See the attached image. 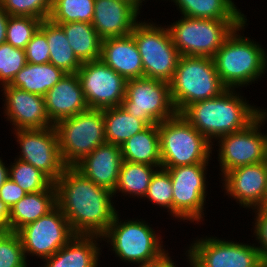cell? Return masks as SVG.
Returning <instances> with one entry per match:
<instances>
[{"label":"cell","instance_id":"bcb514c9","mask_svg":"<svg viewBox=\"0 0 267 267\" xmlns=\"http://www.w3.org/2000/svg\"><path fill=\"white\" fill-rule=\"evenodd\" d=\"M127 3H130L137 11L139 10V6H141V1L140 0H122Z\"/></svg>","mask_w":267,"mask_h":267},{"label":"cell","instance_id":"c3c4849f","mask_svg":"<svg viewBox=\"0 0 267 267\" xmlns=\"http://www.w3.org/2000/svg\"><path fill=\"white\" fill-rule=\"evenodd\" d=\"M6 232V230L0 226V238L3 236V234Z\"/></svg>","mask_w":267,"mask_h":267},{"label":"cell","instance_id":"f1b7e54d","mask_svg":"<svg viewBox=\"0 0 267 267\" xmlns=\"http://www.w3.org/2000/svg\"><path fill=\"white\" fill-rule=\"evenodd\" d=\"M183 16L214 20H247L232 0H173Z\"/></svg>","mask_w":267,"mask_h":267},{"label":"cell","instance_id":"8992f818","mask_svg":"<svg viewBox=\"0 0 267 267\" xmlns=\"http://www.w3.org/2000/svg\"><path fill=\"white\" fill-rule=\"evenodd\" d=\"M182 17L168 26L179 54L211 58L231 33L246 21Z\"/></svg>","mask_w":267,"mask_h":267},{"label":"cell","instance_id":"60d3db41","mask_svg":"<svg viewBox=\"0 0 267 267\" xmlns=\"http://www.w3.org/2000/svg\"><path fill=\"white\" fill-rule=\"evenodd\" d=\"M26 194L27 193L11 179L6 180L0 188V199L9 209Z\"/></svg>","mask_w":267,"mask_h":267},{"label":"cell","instance_id":"7a4b0ae2","mask_svg":"<svg viewBox=\"0 0 267 267\" xmlns=\"http://www.w3.org/2000/svg\"><path fill=\"white\" fill-rule=\"evenodd\" d=\"M234 89H227L218 97L190 104L181 115L210 142L212 138L246 128L259 114Z\"/></svg>","mask_w":267,"mask_h":267},{"label":"cell","instance_id":"8d00e7d4","mask_svg":"<svg viewBox=\"0 0 267 267\" xmlns=\"http://www.w3.org/2000/svg\"><path fill=\"white\" fill-rule=\"evenodd\" d=\"M3 8L10 16H29L48 19L52 0H0Z\"/></svg>","mask_w":267,"mask_h":267},{"label":"cell","instance_id":"5bb4252c","mask_svg":"<svg viewBox=\"0 0 267 267\" xmlns=\"http://www.w3.org/2000/svg\"><path fill=\"white\" fill-rule=\"evenodd\" d=\"M265 116L266 112L259 111L258 117L246 128L218 138V161L223 175L239 166L266 161V137L259 129Z\"/></svg>","mask_w":267,"mask_h":267},{"label":"cell","instance_id":"484cf974","mask_svg":"<svg viewBox=\"0 0 267 267\" xmlns=\"http://www.w3.org/2000/svg\"><path fill=\"white\" fill-rule=\"evenodd\" d=\"M66 73L51 64L28 63L14 76L9 86L44 96Z\"/></svg>","mask_w":267,"mask_h":267},{"label":"cell","instance_id":"7c38bea8","mask_svg":"<svg viewBox=\"0 0 267 267\" xmlns=\"http://www.w3.org/2000/svg\"><path fill=\"white\" fill-rule=\"evenodd\" d=\"M77 76L88 108L103 110L121 106L127 80L101 59L82 63Z\"/></svg>","mask_w":267,"mask_h":267},{"label":"cell","instance_id":"277c9868","mask_svg":"<svg viewBox=\"0 0 267 267\" xmlns=\"http://www.w3.org/2000/svg\"><path fill=\"white\" fill-rule=\"evenodd\" d=\"M247 21L236 28L213 57L217 73L228 89L252 83L264 73L267 56L259 44L237 34Z\"/></svg>","mask_w":267,"mask_h":267},{"label":"cell","instance_id":"ee69618b","mask_svg":"<svg viewBox=\"0 0 267 267\" xmlns=\"http://www.w3.org/2000/svg\"><path fill=\"white\" fill-rule=\"evenodd\" d=\"M138 267H176L168 256V253L156 262L139 265Z\"/></svg>","mask_w":267,"mask_h":267},{"label":"cell","instance_id":"74e56055","mask_svg":"<svg viewBox=\"0 0 267 267\" xmlns=\"http://www.w3.org/2000/svg\"><path fill=\"white\" fill-rule=\"evenodd\" d=\"M0 267H27L17 232L6 231L0 238Z\"/></svg>","mask_w":267,"mask_h":267},{"label":"cell","instance_id":"8fae6325","mask_svg":"<svg viewBox=\"0 0 267 267\" xmlns=\"http://www.w3.org/2000/svg\"><path fill=\"white\" fill-rule=\"evenodd\" d=\"M189 248L192 267H267L253 245L210 237L195 241Z\"/></svg>","mask_w":267,"mask_h":267},{"label":"cell","instance_id":"2e32d148","mask_svg":"<svg viewBox=\"0 0 267 267\" xmlns=\"http://www.w3.org/2000/svg\"><path fill=\"white\" fill-rule=\"evenodd\" d=\"M15 132L22 155L18 159L41 170L55 182L67 167L61 156L56 128L19 129Z\"/></svg>","mask_w":267,"mask_h":267},{"label":"cell","instance_id":"1f68e13d","mask_svg":"<svg viewBox=\"0 0 267 267\" xmlns=\"http://www.w3.org/2000/svg\"><path fill=\"white\" fill-rule=\"evenodd\" d=\"M95 0H52L49 19L56 23H92Z\"/></svg>","mask_w":267,"mask_h":267},{"label":"cell","instance_id":"681fc988","mask_svg":"<svg viewBox=\"0 0 267 267\" xmlns=\"http://www.w3.org/2000/svg\"><path fill=\"white\" fill-rule=\"evenodd\" d=\"M266 137V161H267V135H265Z\"/></svg>","mask_w":267,"mask_h":267},{"label":"cell","instance_id":"9a60e30c","mask_svg":"<svg viewBox=\"0 0 267 267\" xmlns=\"http://www.w3.org/2000/svg\"><path fill=\"white\" fill-rule=\"evenodd\" d=\"M208 164H193L166 169L173 186V217L199 221L206 198L205 171Z\"/></svg>","mask_w":267,"mask_h":267},{"label":"cell","instance_id":"7dc6e473","mask_svg":"<svg viewBox=\"0 0 267 267\" xmlns=\"http://www.w3.org/2000/svg\"><path fill=\"white\" fill-rule=\"evenodd\" d=\"M259 208H265V209H267V184H266V194H265L263 203H262V205Z\"/></svg>","mask_w":267,"mask_h":267},{"label":"cell","instance_id":"cb8c5ba5","mask_svg":"<svg viewBox=\"0 0 267 267\" xmlns=\"http://www.w3.org/2000/svg\"><path fill=\"white\" fill-rule=\"evenodd\" d=\"M56 206L54 183L47 190L27 193L10 208L9 231L17 232L23 226L48 214Z\"/></svg>","mask_w":267,"mask_h":267},{"label":"cell","instance_id":"d590c367","mask_svg":"<svg viewBox=\"0 0 267 267\" xmlns=\"http://www.w3.org/2000/svg\"><path fill=\"white\" fill-rule=\"evenodd\" d=\"M27 64L25 50L5 42L0 44V81L9 85L14 76Z\"/></svg>","mask_w":267,"mask_h":267},{"label":"cell","instance_id":"e0dca14e","mask_svg":"<svg viewBox=\"0 0 267 267\" xmlns=\"http://www.w3.org/2000/svg\"><path fill=\"white\" fill-rule=\"evenodd\" d=\"M3 90L5 113L15 130L54 127L46 112L44 96L9 85L3 86Z\"/></svg>","mask_w":267,"mask_h":267},{"label":"cell","instance_id":"3957f363","mask_svg":"<svg viewBox=\"0 0 267 267\" xmlns=\"http://www.w3.org/2000/svg\"><path fill=\"white\" fill-rule=\"evenodd\" d=\"M169 85L180 114L190 104L218 97L228 89L217 73L214 59L204 56H180Z\"/></svg>","mask_w":267,"mask_h":267},{"label":"cell","instance_id":"52a82bcc","mask_svg":"<svg viewBox=\"0 0 267 267\" xmlns=\"http://www.w3.org/2000/svg\"><path fill=\"white\" fill-rule=\"evenodd\" d=\"M54 127L64 163L74 166L106 143L103 110L90 109L58 121Z\"/></svg>","mask_w":267,"mask_h":267},{"label":"cell","instance_id":"ac0fdd59","mask_svg":"<svg viewBox=\"0 0 267 267\" xmlns=\"http://www.w3.org/2000/svg\"><path fill=\"white\" fill-rule=\"evenodd\" d=\"M222 177L227 193L241 206L256 209L262 205L266 194L267 161L233 168Z\"/></svg>","mask_w":267,"mask_h":267},{"label":"cell","instance_id":"6da1fadb","mask_svg":"<svg viewBox=\"0 0 267 267\" xmlns=\"http://www.w3.org/2000/svg\"><path fill=\"white\" fill-rule=\"evenodd\" d=\"M57 207L75 235L102 236L113 222V192L93 183L74 166H67L54 182Z\"/></svg>","mask_w":267,"mask_h":267},{"label":"cell","instance_id":"f546056e","mask_svg":"<svg viewBox=\"0 0 267 267\" xmlns=\"http://www.w3.org/2000/svg\"><path fill=\"white\" fill-rule=\"evenodd\" d=\"M103 116L106 143L118 146L148 126L126 112L122 106L103 109Z\"/></svg>","mask_w":267,"mask_h":267},{"label":"cell","instance_id":"b9f144b4","mask_svg":"<svg viewBox=\"0 0 267 267\" xmlns=\"http://www.w3.org/2000/svg\"><path fill=\"white\" fill-rule=\"evenodd\" d=\"M10 15L0 3V44L6 42V30Z\"/></svg>","mask_w":267,"mask_h":267},{"label":"cell","instance_id":"30bf717a","mask_svg":"<svg viewBox=\"0 0 267 267\" xmlns=\"http://www.w3.org/2000/svg\"><path fill=\"white\" fill-rule=\"evenodd\" d=\"M121 106L147 125H155L177 114L168 82L141 77L128 79Z\"/></svg>","mask_w":267,"mask_h":267},{"label":"cell","instance_id":"d6986e66","mask_svg":"<svg viewBox=\"0 0 267 267\" xmlns=\"http://www.w3.org/2000/svg\"><path fill=\"white\" fill-rule=\"evenodd\" d=\"M137 11L122 0H95L92 25L102 40L130 35L139 22Z\"/></svg>","mask_w":267,"mask_h":267},{"label":"cell","instance_id":"e575fe53","mask_svg":"<svg viewBox=\"0 0 267 267\" xmlns=\"http://www.w3.org/2000/svg\"><path fill=\"white\" fill-rule=\"evenodd\" d=\"M160 170V171H159ZM156 169L144 197L149 201L169 209L173 216V186L170 174L166 169Z\"/></svg>","mask_w":267,"mask_h":267},{"label":"cell","instance_id":"ba28073f","mask_svg":"<svg viewBox=\"0 0 267 267\" xmlns=\"http://www.w3.org/2000/svg\"><path fill=\"white\" fill-rule=\"evenodd\" d=\"M104 237L108 238L107 242L111 243L115 254L125 262L149 264L167 254L159 237L145 221L119 222L117 213L108 230L101 236L102 239Z\"/></svg>","mask_w":267,"mask_h":267},{"label":"cell","instance_id":"4fadbf2b","mask_svg":"<svg viewBox=\"0 0 267 267\" xmlns=\"http://www.w3.org/2000/svg\"><path fill=\"white\" fill-rule=\"evenodd\" d=\"M26 253L47 259L65 246L74 236L67 218L56 206L48 214L40 217L17 231Z\"/></svg>","mask_w":267,"mask_h":267},{"label":"cell","instance_id":"d4e9b609","mask_svg":"<svg viewBox=\"0 0 267 267\" xmlns=\"http://www.w3.org/2000/svg\"><path fill=\"white\" fill-rule=\"evenodd\" d=\"M120 148L124 161L161 168L158 124L148 125L144 130L126 140Z\"/></svg>","mask_w":267,"mask_h":267},{"label":"cell","instance_id":"603a6c76","mask_svg":"<svg viewBox=\"0 0 267 267\" xmlns=\"http://www.w3.org/2000/svg\"><path fill=\"white\" fill-rule=\"evenodd\" d=\"M97 235H75L54 255L45 259L44 267H97L100 248Z\"/></svg>","mask_w":267,"mask_h":267},{"label":"cell","instance_id":"7bdbcfd3","mask_svg":"<svg viewBox=\"0 0 267 267\" xmlns=\"http://www.w3.org/2000/svg\"><path fill=\"white\" fill-rule=\"evenodd\" d=\"M10 209L0 199V226L9 231Z\"/></svg>","mask_w":267,"mask_h":267},{"label":"cell","instance_id":"83f0119b","mask_svg":"<svg viewBox=\"0 0 267 267\" xmlns=\"http://www.w3.org/2000/svg\"><path fill=\"white\" fill-rule=\"evenodd\" d=\"M81 63L99 60L102 39L89 22H68L59 24Z\"/></svg>","mask_w":267,"mask_h":267},{"label":"cell","instance_id":"4dcf8cb0","mask_svg":"<svg viewBox=\"0 0 267 267\" xmlns=\"http://www.w3.org/2000/svg\"><path fill=\"white\" fill-rule=\"evenodd\" d=\"M151 166L142 163L122 161L119 179L113 195L119 190L124 194L144 197L147 193L152 176L156 172Z\"/></svg>","mask_w":267,"mask_h":267},{"label":"cell","instance_id":"4316f807","mask_svg":"<svg viewBox=\"0 0 267 267\" xmlns=\"http://www.w3.org/2000/svg\"><path fill=\"white\" fill-rule=\"evenodd\" d=\"M39 29L46 35L49 62L65 73H77L82 63L69 45L63 28L48 18L42 20Z\"/></svg>","mask_w":267,"mask_h":267},{"label":"cell","instance_id":"ab89813d","mask_svg":"<svg viewBox=\"0 0 267 267\" xmlns=\"http://www.w3.org/2000/svg\"><path fill=\"white\" fill-rule=\"evenodd\" d=\"M256 212L258 213H256L254 233L260 243V246L257 248L260 251L262 260L267 265V209L257 208Z\"/></svg>","mask_w":267,"mask_h":267},{"label":"cell","instance_id":"5b68a950","mask_svg":"<svg viewBox=\"0 0 267 267\" xmlns=\"http://www.w3.org/2000/svg\"><path fill=\"white\" fill-rule=\"evenodd\" d=\"M161 168L208 164L212 142L180 113L158 123Z\"/></svg>","mask_w":267,"mask_h":267},{"label":"cell","instance_id":"ffe728a7","mask_svg":"<svg viewBox=\"0 0 267 267\" xmlns=\"http://www.w3.org/2000/svg\"><path fill=\"white\" fill-rule=\"evenodd\" d=\"M122 161L120 146L104 143L84 156L74 167L96 185L114 192Z\"/></svg>","mask_w":267,"mask_h":267},{"label":"cell","instance_id":"d6a6232c","mask_svg":"<svg viewBox=\"0 0 267 267\" xmlns=\"http://www.w3.org/2000/svg\"><path fill=\"white\" fill-rule=\"evenodd\" d=\"M9 179L19 185L26 193L47 190L54 182L41 170L20 159L9 168Z\"/></svg>","mask_w":267,"mask_h":267},{"label":"cell","instance_id":"9c48e42d","mask_svg":"<svg viewBox=\"0 0 267 267\" xmlns=\"http://www.w3.org/2000/svg\"><path fill=\"white\" fill-rule=\"evenodd\" d=\"M139 22L133 36L142 59L144 77L170 82L180 58L168 28Z\"/></svg>","mask_w":267,"mask_h":267},{"label":"cell","instance_id":"f6af8a7d","mask_svg":"<svg viewBox=\"0 0 267 267\" xmlns=\"http://www.w3.org/2000/svg\"><path fill=\"white\" fill-rule=\"evenodd\" d=\"M0 159V188L3 186L4 182L9 179V168L4 165Z\"/></svg>","mask_w":267,"mask_h":267},{"label":"cell","instance_id":"836d02e7","mask_svg":"<svg viewBox=\"0 0 267 267\" xmlns=\"http://www.w3.org/2000/svg\"><path fill=\"white\" fill-rule=\"evenodd\" d=\"M42 19L29 16H10L6 30V42L13 47L25 49L40 27Z\"/></svg>","mask_w":267,"mask_h":267},{"label":"cell","instance_id":"f35d334b","mask_svg":"<svg viewBox=\"0 0 267 267\" xmlns=\"http://www.w3.org/2000/svg\"><path fill=\"white\" fill-rule=\"evenodd\" d=\"M26 61L33 64L49 62V47L46 35L38 29L25 47Z\"/></svg>","mask_w":267,"mask_h":267},{"label":"cell","instance_id":"44dd1931","mask_svg":"<svg viewBox=\"0 0 267 267\" xmlns=\"http://www.w3.org/2000/svg\"><path fill=\"white\" fill-rule=\"evenodd\" d=\"M46 112L55 125L88 109L77 73H66L44 95Z\"/></svg>","mask_w":267,"mask_h":267},{"label":"cell","instance_id":"7402d4cb","mask_svg":"<svg viewBox=\"0 0 267 267\" xmlns=\"http://www.w3.org/2000/svg\"><path fill=\"white\" fill-rule=\"evenodd\" d=\"M100 59L126 80L144 77L141 55L131 34L102 40Z\"/></svg>","mask_w":267,"mask_h":267}]
</instances>
